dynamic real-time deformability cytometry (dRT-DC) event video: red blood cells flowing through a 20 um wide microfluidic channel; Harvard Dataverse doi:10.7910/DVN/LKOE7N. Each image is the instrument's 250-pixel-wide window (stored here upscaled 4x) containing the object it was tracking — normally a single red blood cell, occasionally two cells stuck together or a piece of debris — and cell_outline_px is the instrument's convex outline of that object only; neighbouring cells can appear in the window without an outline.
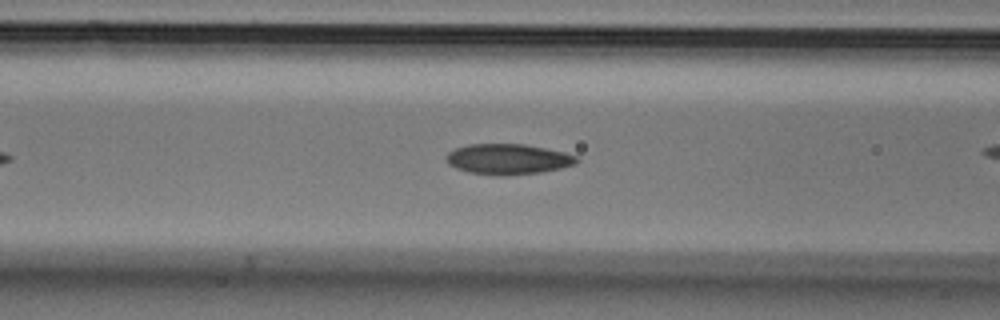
{"species": "Egyptian fruit bat (a non-hibernating species)", "species_latin": "Rousettus aegyptiacus", "temperature_condition": "cold", "stored_images_in_passage": 31, "camera_frame_rate_fps": 3000, "um_per_image_px": 0.085, "animal": {"sex": "male"}, "frame": {"image": 1, "passage_image": 10, "time_ms": 3.0, "image_size_px": [1000, 320], "cell_outline_px": [[580, 160], [576, 164], [560, 168], [540, 172], [504, 176], [496, 176], [468, 172], [456, 168], [448, 164], [444, 156], [448, 152], [456, 148], [468, 144], [524, 144], [564, 152], [576, 156]], "centroid_in_image_um": [43.15, 13.53], "position_along_channel_um": 123.5, "area_um2": 23.29}}
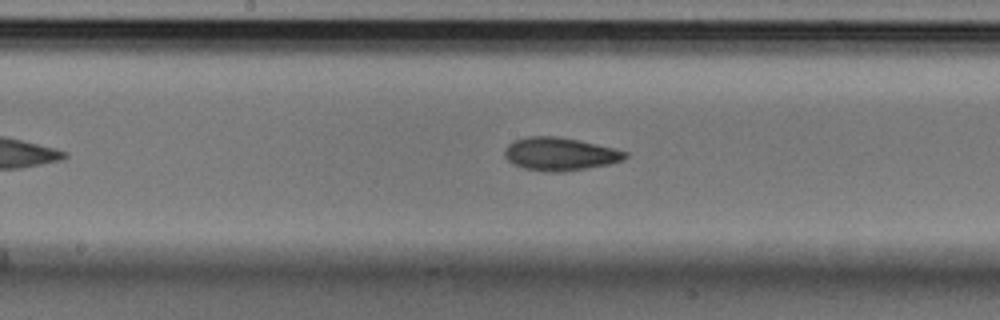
{"frame": {"image": 2, "passage_image": 16, "time_ms": 5.0, "image_size_px": [1000, 320], "cell_outline_px": [[628, 156], [624, 160], [608, 164], [588, 168], [560, 172], [544, 172], [524, 168], [512, 164], [504, 156], [504, 148], [508, 144], [516, 140], [528, 136], [560, 136], [580, 140], [628, 152]], "centroid_in_image_um": [47.58, 13.09], "position_along_channel_um": 200.6, "area_um2": 23.35}}
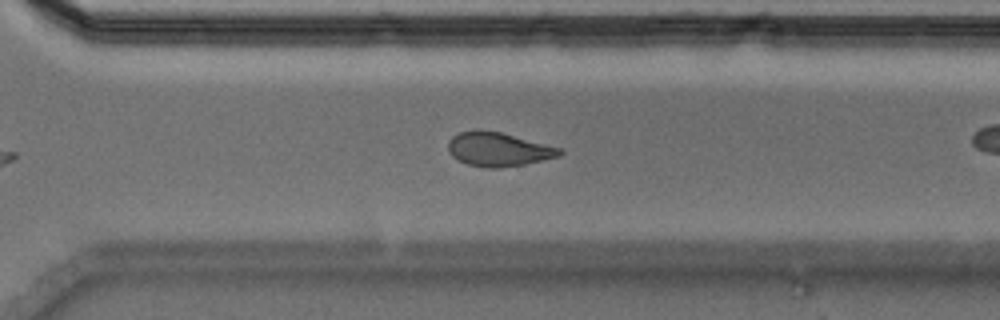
{"frame": {"image": 3, "passage_image": 26, "time_ms": 8.333, "image_size_px": [1000, 320], "cell_outline_px": [[564, 152], [560, 156], [524, 164], [500, 168], [488, 168], [468, 164], [452, 156], [448, 152], [448, 140], [452, 136], [460, 132], [476, 128], [480, 128], [500, 132], [564, 148]], "centroid_in_image_um": [42.37, 12.67], "position_along_channel_um": 328.2, "area_um2": 22.37}}